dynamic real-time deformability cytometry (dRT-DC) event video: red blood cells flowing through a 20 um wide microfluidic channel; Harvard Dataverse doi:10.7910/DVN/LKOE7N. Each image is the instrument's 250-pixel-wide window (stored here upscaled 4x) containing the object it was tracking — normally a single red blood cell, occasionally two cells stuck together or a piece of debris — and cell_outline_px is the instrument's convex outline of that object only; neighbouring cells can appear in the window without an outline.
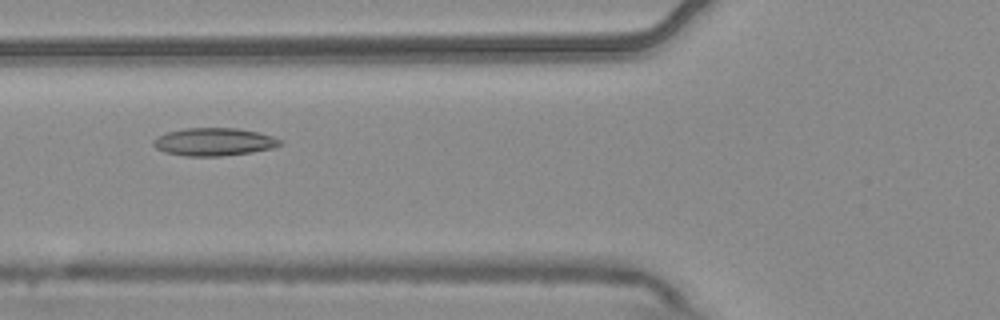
{"species": "common noctule bat (a hibernating species)", "species_latin": "Nyctalus noctula", "temperature_condition": "warm", "stored_images_in_passage": 9, "camera_frame_rate_fps": 3000, "um_per_image_px": 0.085, "animal": {"sex": "male", "body_mass_g": 20.4}, "frame": {"image": 1, "passage_image": 6, "time_ms": 1.667, "image_size_px": [1000, 320], "cell_outline_px": [[284, 144], [272, 148], [252, 152], [220, 156], [184, 156], [164, 152], [156, 148], [152, 144], [152, 140], [164, 132], [184, 128], [236, 128], [260, 132], [284, 140]], "centroid_in_image_um": [18.19, 12.05], "position_along_channel_um": 107.6, "area_um2": 20.87}}
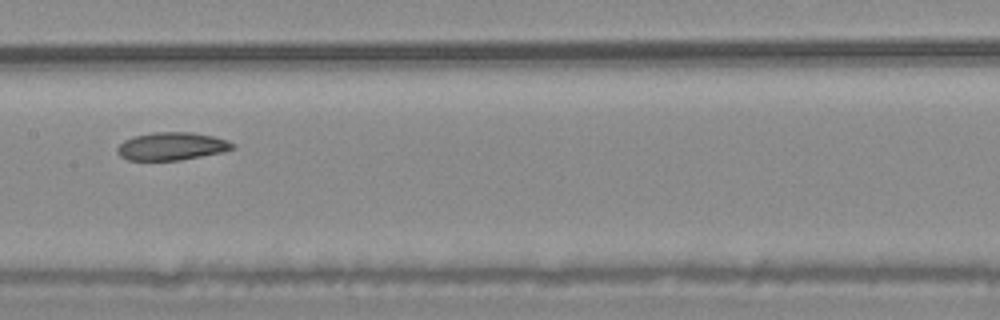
{"frame": {"image": 2, "passage_image": 8, "time_ms": 2.333, "image_size_px": [1000, 320], "cell_outline_px": [[236, 148], [224, 152], [180, 160], [128, 160], [120, 156], [116, 152], [116, 148], [124, 140], [136, 136], [152, 132], [192, 132], [212, 136], [228, 140], [236, 144]], "centroid_in_image_um": [14.63, 12.43], "position_along_channel_um": 192.8, "area_um2": 18.84}}
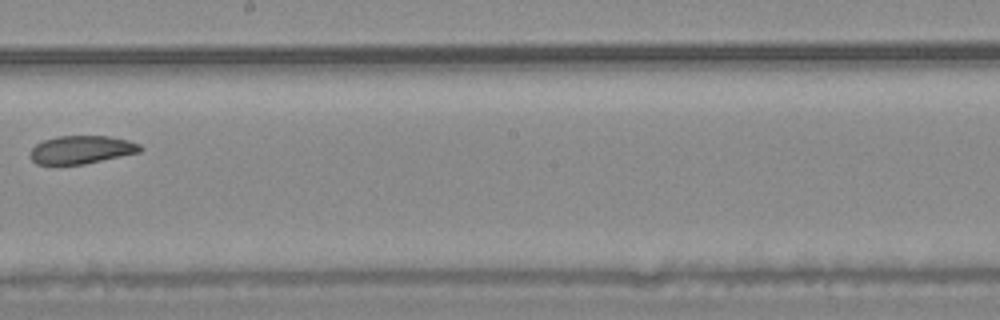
{"frame": {"image": 3, "passage_image": 9, "time_ms": 2.667, "image_size_px": [1000, 320], "cell_outline_px": [[144, 148], [140, 152], [84, 164], [36, 164], [32, 160], [28, 152], [36, 144], [44, 140], [56, 136], [108, 136], [128, 140], [140, 144]], "centroid_in_image_um": [6.92, 12.72], "position_along_channel_um": 241.3, "area_um2": 18.03}}